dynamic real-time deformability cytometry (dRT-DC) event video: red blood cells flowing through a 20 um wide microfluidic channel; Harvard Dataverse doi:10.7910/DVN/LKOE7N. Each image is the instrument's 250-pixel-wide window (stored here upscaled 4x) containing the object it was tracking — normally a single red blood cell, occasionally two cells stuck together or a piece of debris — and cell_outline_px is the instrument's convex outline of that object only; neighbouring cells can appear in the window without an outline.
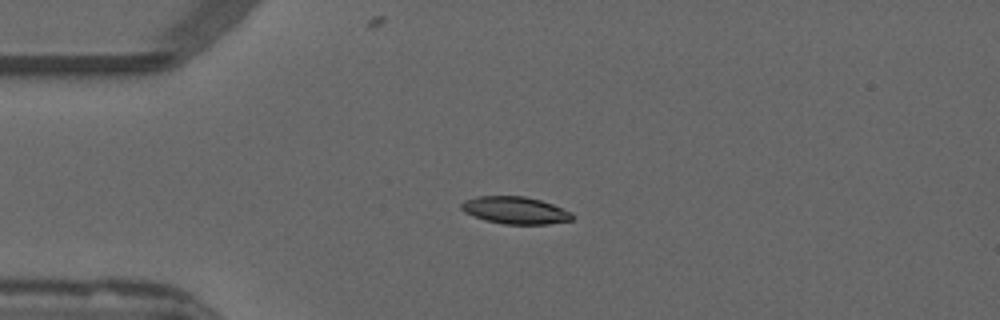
{"species": "common noctule bat (a hibernating species)", "species_latin": "Nyctalus noctula", "temperature_condition": "warm", "stored_images_in_passage": 41, "camera_frame_rate_fps": 3000, "um_per_image_px": 0.085, "animal": {"sex": "male", "forearm_length_mm": 52.5}, "frame": {"image": 1, "passage_image": 1, "time_ms": 0.0, "image_size_px": [1000, 320], "cell_outline_px": [[576, 216], [572, 220], [548, 224], [504, 224], [484, 220], [464, 212], [460, 208], [460, 204], [464, 200], [476, 196], [524, 196], [540, 200], [552, 204], [572, 212]], "centroid_in_image_um": [43.79, 17.87], "position_along_channel_um": 41.2, "area_um2": 17.74}}
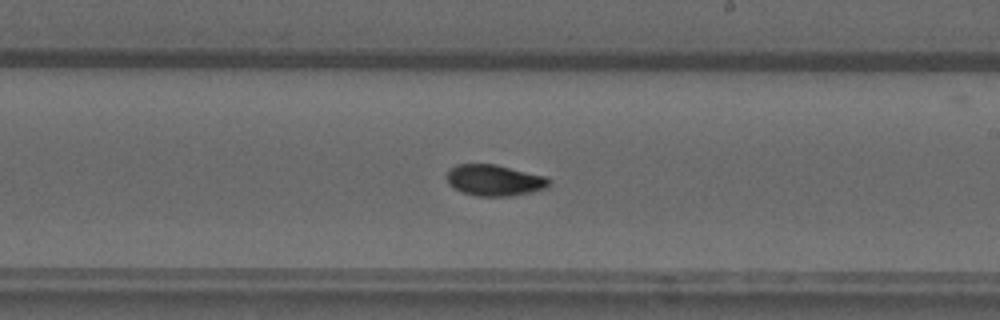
{"frame": {"image": 2, "passage_image": 19, "time_ms": 6.0, "image_size_px": [1000, 320], "cell_outline_px": [[552, 180], [548, 188], [532, 192], [512, 196], [476, 196], [460, 192], [448, 184], [448, 168], [456, 164], [496, 164], [548, 176]], "centroid_in_image_um": [42.07, 15.32], "position_along_channel_um": 246.9, "area_um2": 19.02}}
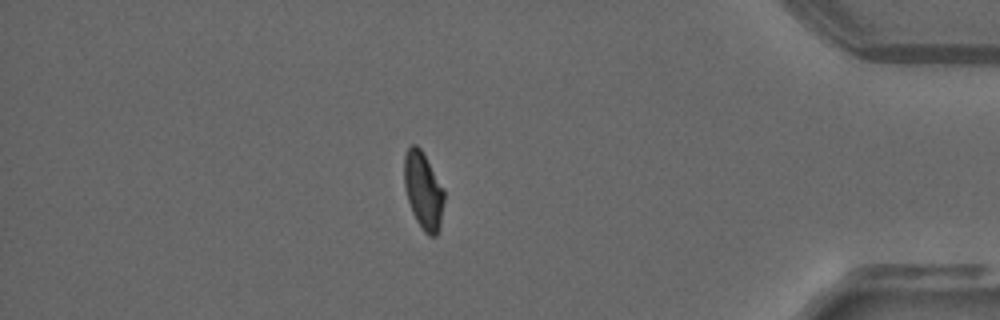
{"frame": {"image": 3, "passage_image": 34, "time_ms": 11.0, "image_size_px": [1000, 320], "cell_outline_px": [[444, 200], [440, 224], [436, 236], [428, 236], [424, 232], [416, 220], [412, 212], [404, 188], [404, 156], [408, 148], [412, 144], [416, 144], [420, 148], [444, 188]], "centroid_in_image_um": [35.97, 16.2], "position_along_channel_um": 399.2, "area_um2": 17.92}, "authors_computed_cell_mechanics": {"area_um2": 18.2648, "velocity_mm_per_s": 3.8403, "shape_relaxation_time_tau1_ms": 8.9019, "shape_relaxation_time_tau2_ms": 3.7946, "deformation_change_tau1": 0.2386, "deformation_change_tau2": 0.0767}}